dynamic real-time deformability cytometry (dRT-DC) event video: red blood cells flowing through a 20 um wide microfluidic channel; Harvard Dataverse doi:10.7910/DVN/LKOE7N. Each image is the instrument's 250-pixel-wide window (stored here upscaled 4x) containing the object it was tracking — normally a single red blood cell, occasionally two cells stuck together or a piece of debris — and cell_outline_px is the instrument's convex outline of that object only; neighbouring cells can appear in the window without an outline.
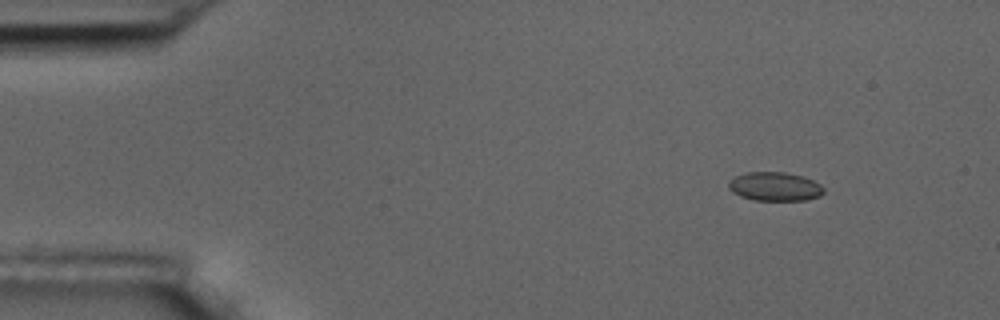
{"species": "common noctule bat (a hibernating species)", "species_latin": "Nyctalus noctula", "temperature_condition": "room temperature", "stored_images_in_passage": 5, "camera_frame_rate_fps": 3000, "um_per_image_px": 0.085, "animal": {"sex": "male", "body_mass_g": 17.5, "forearm_length_mm": 52.3}, "frame": {"image": 1, "passage_image": 1, "time_ms": 0.0, "image_size_px": [1000, 320], "cell_outline_px": [[824, 192], [820, 196], [808, 200], [752, 200], [740, 196], [732, 192], [728, 188], [728, 180], [736, 176], [748, 172], [784, 172], [800, 176], [812, 180], [820, 184], [824, 188]], "centroid_in_image_um": [65.84, 15.86], "position_along_channel_um": 19.2, "area_um2": 16.01}}